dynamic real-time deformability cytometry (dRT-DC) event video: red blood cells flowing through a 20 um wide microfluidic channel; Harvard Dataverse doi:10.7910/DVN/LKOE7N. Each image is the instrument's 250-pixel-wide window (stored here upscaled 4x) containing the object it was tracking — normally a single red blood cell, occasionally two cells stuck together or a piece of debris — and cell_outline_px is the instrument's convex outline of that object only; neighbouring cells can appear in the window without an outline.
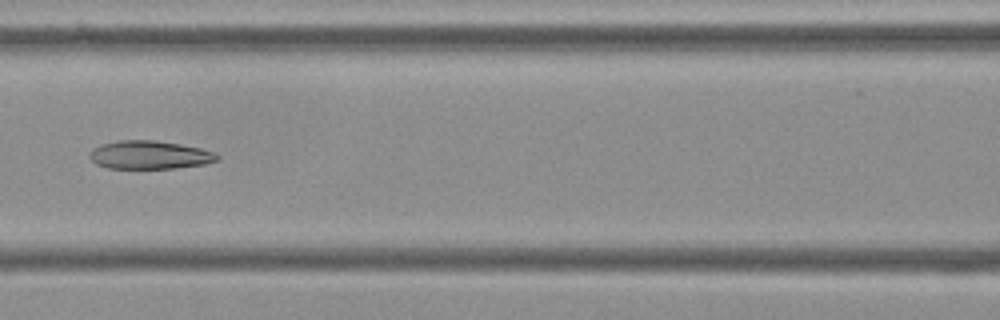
{"species": "Egyptian fruit bat (a non-hibernating species)", "species_latin": "Rousettus aegyptiacus", "temperature_condition": "cold", "stored_images_in_passage": 14, "camera_frame_rate_fps": 3000, "um_per_image_px": 0.085, "frame": {"image": 1, "passage_image": 6, "time_ms": 1.667, "image_size_px": [1000, 320], "cell_outline_px": [[220, 156], [216, 160], [204, 164], [176, 168], [108, 168], [96, 164], [88, 156], [88, 152], [92, 148], [100, 144], [120, 140], [156, 140], [180, 144], [200, 148], [212, 152]], "centroid_in_image_um": [12.65, 13.16], "position_along_channel_um": 153.9, "area_um2": 21.04}}
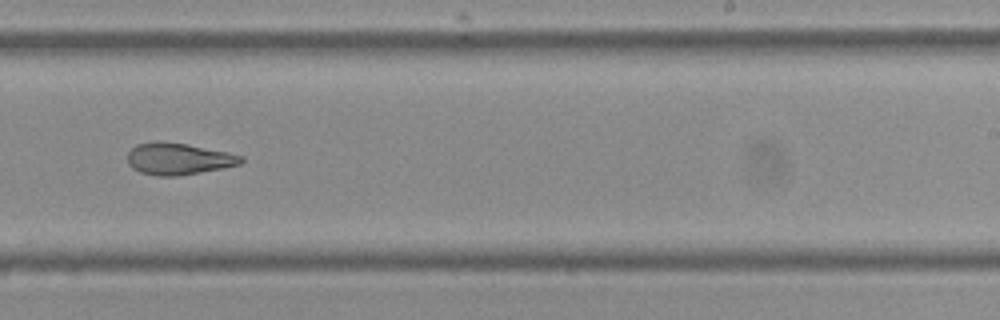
{"frame": {"image": 2, "passage_image": 9, "time_ms": 2.667, "image_size_px": [1000, 320], "cell_outline_px": [[244, 160], [240, 164], [224, 168], [176, 176], [156, 176], [140, 172], [132, 168], [128, 164], [128, 152], [136, 144], [156, 140], [188, 144], [228, 152], [244, 156]], "centroid_in_image_um": [15.16, 13.49], "position_along_channel_um": 273.8, "area_um2": 21.21}}
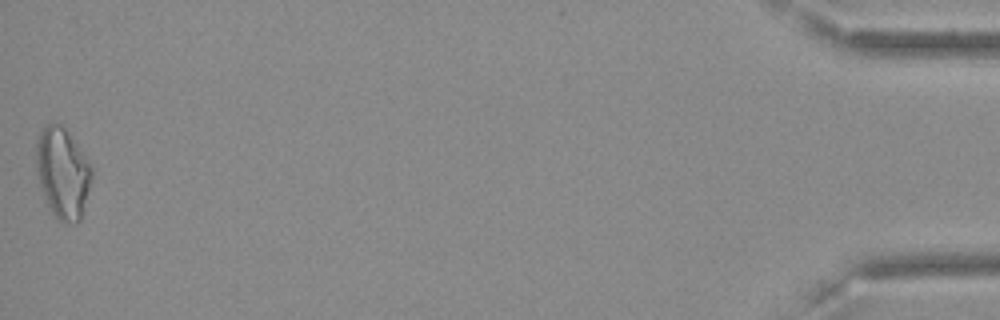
{"frame": {"image": 3, "passage_image": 14, "time_ms": 4.333, "image_size_px": [1000, 320], "cell_outline_px": [[92, 176], [80, 220], [76, 224], [64, 224], [52, 212], [44, 196], [36, 172], [36, 140], [40, 132], [48, 124], [60, 124], [64, 128], [76, 144], [92, 168]], "centroid_in_image_um": [5.3, 14.73], "position_along_channel_um": 429.9, "area_um2": 28.78}}